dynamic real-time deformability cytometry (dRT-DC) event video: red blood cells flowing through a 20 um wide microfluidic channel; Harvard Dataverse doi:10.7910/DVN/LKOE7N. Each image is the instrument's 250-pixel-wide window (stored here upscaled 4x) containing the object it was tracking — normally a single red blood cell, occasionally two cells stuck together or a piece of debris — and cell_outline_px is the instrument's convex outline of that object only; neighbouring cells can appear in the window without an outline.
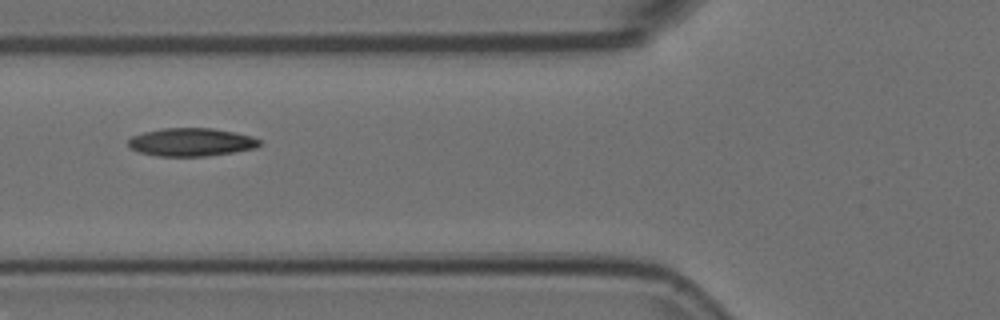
{"species": "Egyptian fruit bat (a non-hibernating species)", "species_latin": "Rousettus aegyptiacus", "temperature_condition": "room temperature", "stored_images_in_passage": 8, "camera_frame_rate_fps": 3000, "um_per_image_px": 0.085, "animal": {"sex": "female"}, "frame": {"image": 1, "passage_image": 6, "time_ms": 1.667, "image_size_px": [1000, 320], "cell_outline_px": [[260, 144], [256, 148], [208, 156], [156, 156], [140, 152], [132, 148], [128, 144], [128, 140], [132, 136], [144, 132], [160, 128], [212, 128], [236, 132], [252, 136], [260, 140]], "centroid_in_image_um": [16.26, 12.07], "position_along_channel_um": 109.5, "area_um2": 21.5}}
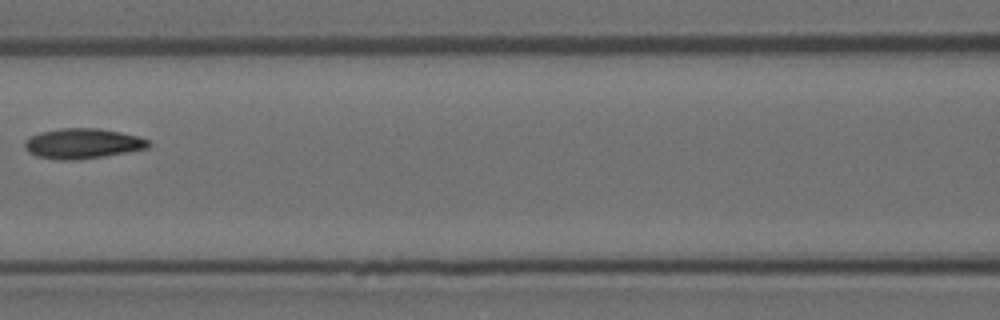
{"frame": {"image": 2, "passage_image": 7, "time_ms": 2.0, "image_size_px": [1000, 320], "cell_outline_px": [[152, 144], [148, 148], [104, 156], [80, 160], [60, 160], [36, 156], [28, 152], [24, 148], [24, 140], [40, 132], [60, 128], [96, 128], [120, 132], [136, 136], [148, 140]], "centroid_in_image_um": [6.99, 12.21], "position_along_channel_um": 159.6, "area_um2": 21.79}}
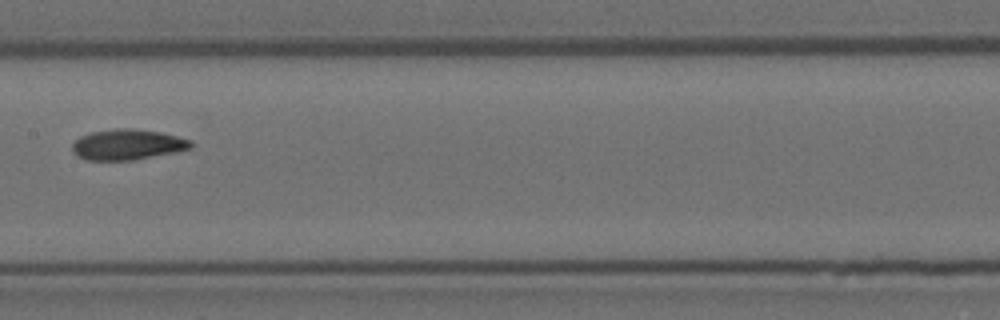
{"frame": {"image": 3, "passage_image": 8, "time_ms": 2.333, "image_size_px": [1000, 320], "cell_outline_px": [[192, 148], [176, 152], [132, 160], [88, 160], [76, 156], [72, 152], [72, 144], [80, 136], [92, 132], [116, 128], [132, 128], [160, 132], [192, 140]], "centroid_in_image_um": [10.83, 12.29], "position_along_channel_um": 196.6, "area_um2": 21.15}}